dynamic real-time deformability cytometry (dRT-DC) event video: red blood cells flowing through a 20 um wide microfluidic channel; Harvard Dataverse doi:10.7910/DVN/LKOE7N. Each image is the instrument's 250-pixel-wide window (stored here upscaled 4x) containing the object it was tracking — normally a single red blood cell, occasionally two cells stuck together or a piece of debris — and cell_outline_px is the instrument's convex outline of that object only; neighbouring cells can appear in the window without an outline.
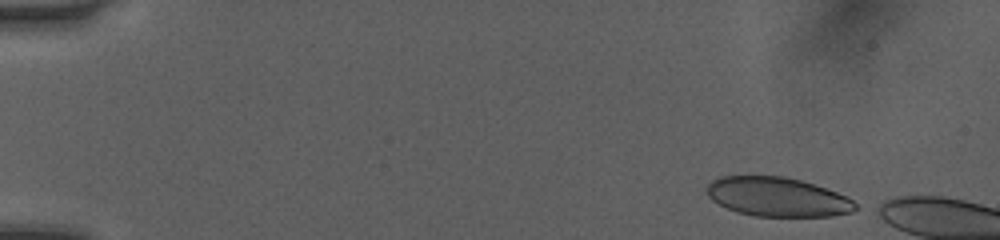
{"species": "human", "species_latin": "Homo sapiens", "temperature_condition": "room temperature", "stored_images_in_passage": 43, "camera_frame_rate_fps": 3000, "um_per_image_px": 0.085, "donor": {"sex": "female"}, "frame": {"image": 1, "passage_image": 1, "time_ms": 0.0, "image_size_px": [1000, 240], "cell_outline_px": [[860, 208], [852, 212], [832, 216], [756, 216], [736, 212], [712, 200], [708, 196], [708, 184], [712, 180], [720, 176], [784, 176], [800, 180], [836, 192], [852, 200]], "centroid_in_image_um": [66.08, 16.74], "position_along_channel_um": 18.9, "area_um2": 33.7}}
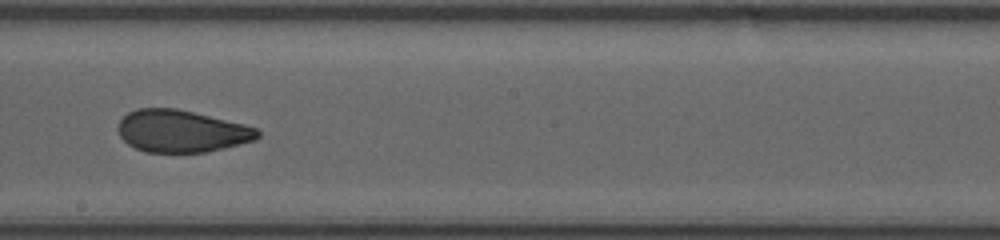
{"frame": {"image": 2, "passage_image": 26, "time_ms": 8.333, "image_size_px": [1000, 240], "cell_outline_px": [[260, 136], [256, 140], [224, 148], [204, 152], [144, 152], [128, 144], [120, 136], [116, 128], [120, 120], [128, 112], [136, 108], [176, 108], [244, 124], [256, 128], [260, 132]], "centroid_in_image_um": [15.41, 11.14], "position_along_channel_um": 232.8, "area_um2": 34.33}}
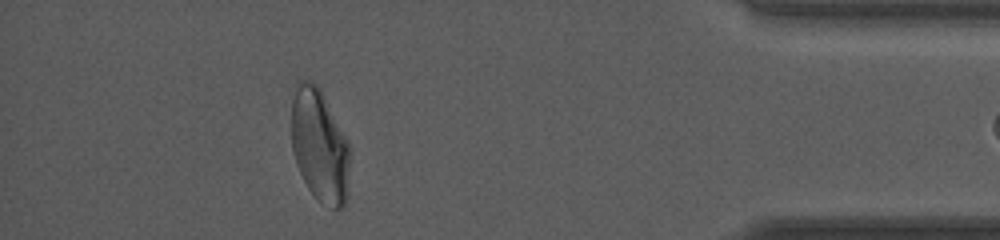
{"frame": {"image": 3, "passage_image": 42, "time_ms": 13.667, "image_size_px": [1000, 240], "cell_outline_px": [[348, 196], [344, 204], [340, 208], [332, 208], [320, 204], [308, 188], [296, 164], [292, 148], [292, 100], [296, 80], [312, 80], [320, 88], [348, 140]], "centroid_in_image_um": [27.15, 12.36], "position_along_channel_um": 408.0, "area_um2": 38.61}}